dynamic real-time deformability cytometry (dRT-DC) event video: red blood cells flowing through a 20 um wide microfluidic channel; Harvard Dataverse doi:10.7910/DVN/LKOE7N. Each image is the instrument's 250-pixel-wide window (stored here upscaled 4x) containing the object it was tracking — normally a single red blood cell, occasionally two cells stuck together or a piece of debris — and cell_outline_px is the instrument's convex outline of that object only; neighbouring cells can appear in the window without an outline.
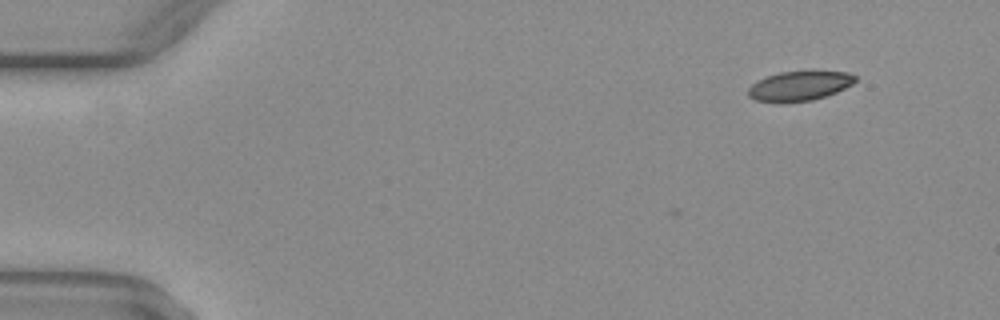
{"species": "common noctule bat (a hibernating species)", "species_latin": "Nyctalus noctula", "temperature_condition": "warm", "stored_images_in_passage": 7, "camera_frame_rate_fps": 3000, "um_per_image_px": 0.085, "animal": {"sex": "female", "body_mass_g": 29.2, "forearm_length_mm": 56.3}, "frame": {"image": 1, "passage_image": 1, "time_ms": 0.0, "image_size_px": [1000, 320], "cell_outline_px": [[856, 80], [852, 84], [836, 92], [812, 100], [784, 104], [756, 100], [748, 96], [748, 88], [752, 84], [768, 76], [780, 72], [812, 68], [848, 72], [856, 76]], "centroid_in_image_um": [67.99, 7.27], "position_along_channel_um": 17.0, "area_um2": 19.31}}